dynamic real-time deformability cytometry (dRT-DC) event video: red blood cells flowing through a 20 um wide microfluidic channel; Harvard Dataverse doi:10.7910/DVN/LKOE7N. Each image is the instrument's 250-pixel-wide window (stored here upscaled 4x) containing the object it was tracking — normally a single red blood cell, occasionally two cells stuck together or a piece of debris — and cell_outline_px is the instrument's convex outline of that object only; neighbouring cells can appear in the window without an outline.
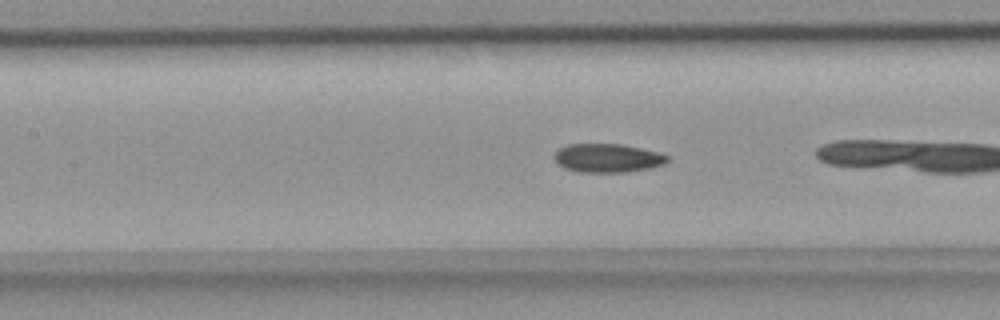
{"species": "common noctule bat (a hibernating species)", "species_latin": "Nyctalus noctula", "temperature_condition": "room temperature", "stored_images_in_passage": 21, "camera_frame_rate_fps": 3000, "um_per_image_px": 0.085, "animal": {"sex": "female", "body_mass_g": 18.4}, "frame": {"image": 1, "passage_image": 19, "time_ms": 6.0, "image_size_px": [1000, 320], "cell_outline_px": [[668, 160], [664, 164], [648, 168], [624, 172], [580, 172], [564, 168], [556, 164], [552, 156], [560, 148], [568, 144], [624, 144], [660, 152], [668, 156]], "centroid_in_image_um": [51.61, 13.43], "position_along_channel_um": 155.8, "area_um2": 19.02}}